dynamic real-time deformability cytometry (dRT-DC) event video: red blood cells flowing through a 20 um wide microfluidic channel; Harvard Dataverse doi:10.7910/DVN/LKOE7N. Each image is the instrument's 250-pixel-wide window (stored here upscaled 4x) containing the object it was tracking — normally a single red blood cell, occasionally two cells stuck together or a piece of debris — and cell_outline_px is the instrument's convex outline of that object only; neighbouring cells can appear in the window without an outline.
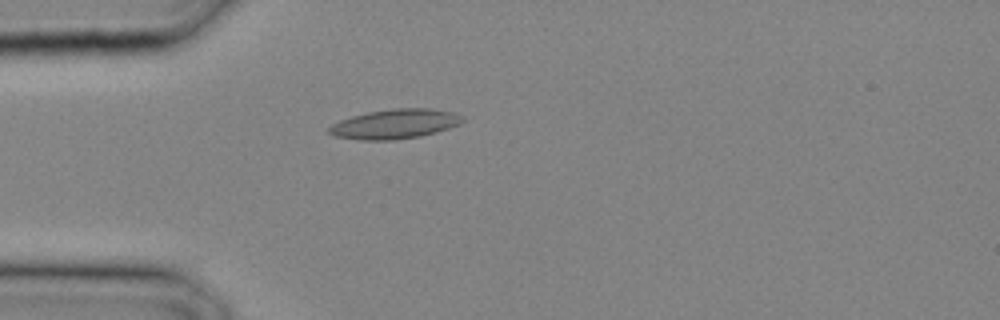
{"species": "common noctule bat (a hibernating species)", "species_latin": "Nyctalus noctula", "temperature_condition": "cold", "stored_images_in_passage": 28, "camera_frame_rate_fps": 3000, "um_per_image_px": 0.085, "animal": {"sex": "male", "body_mass_g": 20.4}, "frame": {"image": 1, "passage_image": 9, "time_ms": 2.667, "image_size_px": [1000, 320], "cell_outline_px": [[464, 120], [460, 124], [436, 132], [420, 136], [392, 140], [360, 140], [336, 136], [328, 132], [328, 128], [332, 124], [340, 120], [352, 116], [368, 112], [392, 108], [432, 108], [452, 112], [464, 116]], "centroid_in_image_um": [33.58, 10.53], "position_along_channel_um": 51.4, "area_um2": 23.0}}
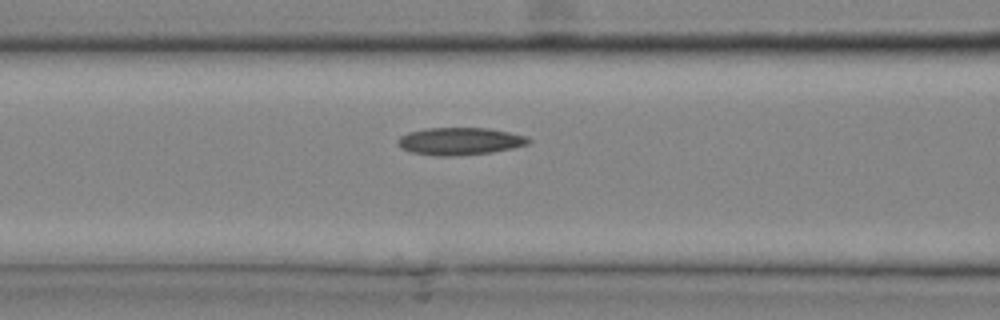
{"frame": {"image": 2, "passage_image": 13, "time_ms": 4.0, "image_size_px": [1000, 320], "cell_outline_px": [[532, 140], [528, 144], [512, 148], [492, 152], [456, 156], [436, 156], [412, 152], [400, 148], [396, 144], [396, 140], [400, 136], [408, 132], [428, 128], [488, 128], [528, 136]], "centroid_in_image_um": [39.07, 12.0], "position_along_channel_um": 127.5, "area_um2": 21.04}}